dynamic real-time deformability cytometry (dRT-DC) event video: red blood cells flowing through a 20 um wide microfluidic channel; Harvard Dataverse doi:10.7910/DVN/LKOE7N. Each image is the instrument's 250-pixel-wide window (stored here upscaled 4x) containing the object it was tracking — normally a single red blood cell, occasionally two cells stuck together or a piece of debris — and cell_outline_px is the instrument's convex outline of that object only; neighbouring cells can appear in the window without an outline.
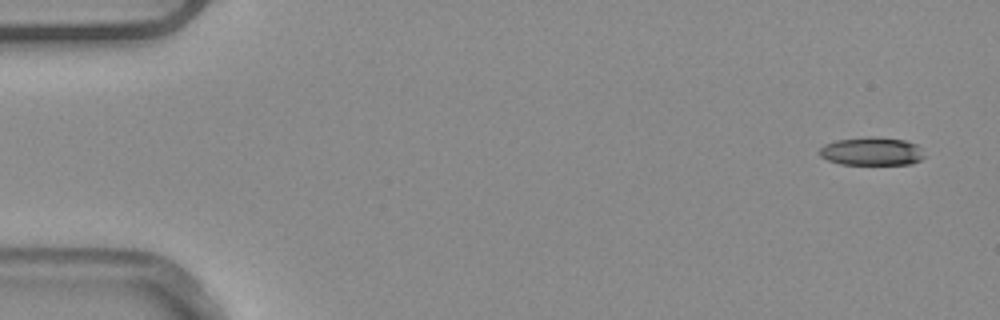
{"species": "common noctule bat (a hibernating species)", "species_latin": "Nyctalus noctula", "temperature_condition": "warm", "stored_images_in_passage": 5, "camera_frame_rate_fps": 3000, "um_per_image_px": 0.085, "animal": {"sex": "male", "body_mass_g": 20.4}, "frame": {"image": 1, "passage_image": 1, "time_ms": 0.0, "image_size_px": [1000, 320], "cell_outline_px": [[924, 156], [920, 160], [912, 164], [840, 164], [828, 160], [820, 156], [820, 148], [824, 144], [836, 140], [872, 136], [904, 140], [916, 144], [920, 148]], "centroid_in_image_um": [74.08, 12.86], "position_along_channel_um": 10.9, "area_um2": 17.17}}
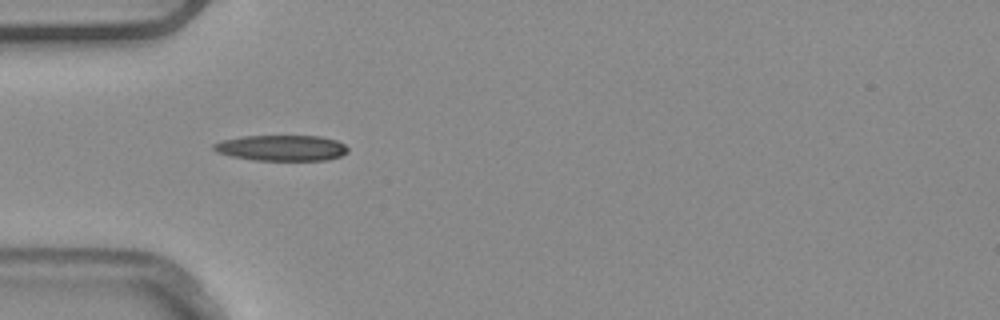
{"frame": {"image": 2, "passage_image": 4, "time_ms": 1.0, "image_size_px": [1000, 320], "cell_outline_px": [[348, 152], [340, 156], [328, 160], [252, 160], [232, 156], [216, 152], [212, 148], [212, 144], [220, 140], [244, 136], [320, 136], [336, 140], [344, 144], [348, 148]], "centroid_in_image_um": [23.91, 12.57], "position_along_channel_um": 61.1, "area_um2": 20.23}}